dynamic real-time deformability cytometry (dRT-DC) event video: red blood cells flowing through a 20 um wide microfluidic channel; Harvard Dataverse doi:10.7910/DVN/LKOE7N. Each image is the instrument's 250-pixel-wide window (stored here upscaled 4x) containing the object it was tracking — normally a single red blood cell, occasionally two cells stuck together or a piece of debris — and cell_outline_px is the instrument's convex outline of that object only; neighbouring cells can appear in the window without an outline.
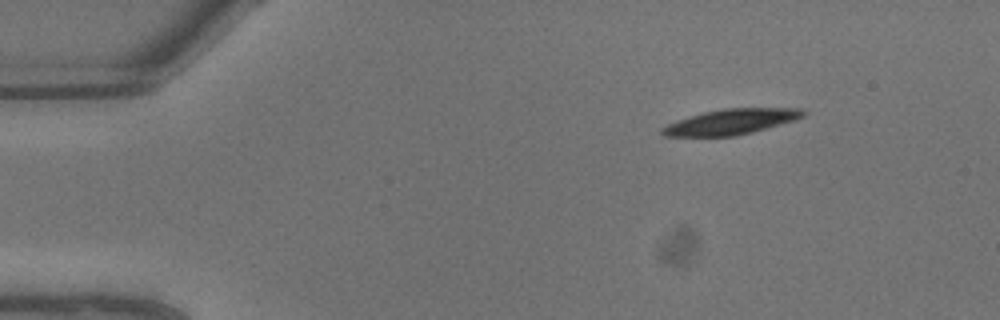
{"species": "common noctule bat (a hibernating species)", "species_latin": "Nyctalus noctula", "temperature_condition": "warm", "stored_images_in_passage": 7, "camera_frame_rate_fps": 3000, "um_per_image_px": 0.085, "animal": {"sex": "male", "body_mass_g": 13.3}, "frame": {"image": 1, "passage_image": 1, "time_ms": 0.0, "image_size_px": [1000, 320], "cell_outline_px": [[804, 116], [792, 120], [752, 132], [732, 136], [664, 136], [660, 132], [660, 128], [676, 120], [704, 112], [720, 108], [800, 108], [804, 112]], "centroid_in_image_um": [62.06, 10.34], "position_along_channel_um": 22.9, "area_um2": 20.58}}
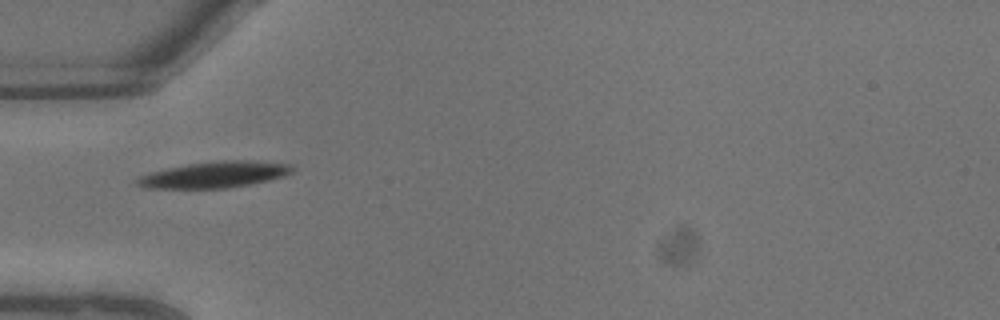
{"frame": {"image": 2, "passage_image": 5, "time_ms": 1.333, "image_size_px": [1000, 320], "cell_outline_px": [[292, 172], [284, 176], [268, 180], [228, 188], [140, 188], [136, 184], [136, 180], [140, 176], [148, 172], [188, 164], [224, 160], [248, 160], [292, 164]], "centroid_in_image_um": [18.2, 14.85], "position_along_channel_um": 66.8, "area_um2": 23.58}}
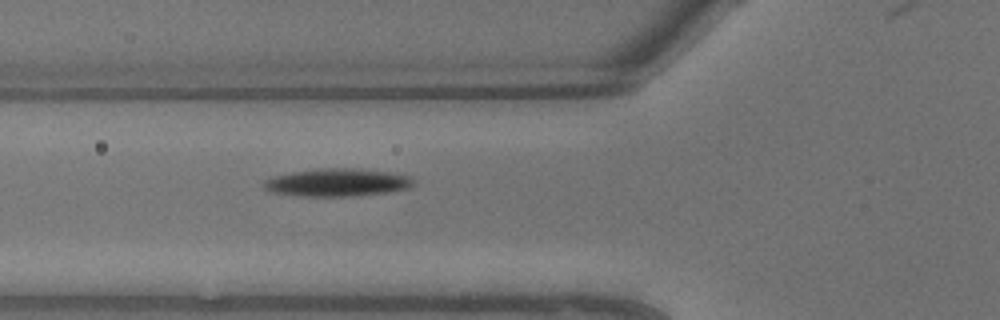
{"frame": {"image": 3, "passage_image": 6, "time_ms": 1.667, "image_size_px": [1000, 320], "cell_outline_px": [[416, 184], [412, 188], [388, 192], [360, 196], [300, 196], [272, 192], [264, 188], [264, 184], [268, 180], [276, 176], [296, 172], [320, 168], [360, 168], [392, 172], [412, 176], [416, 180]], "centroid_in_image_um": [28.84, 15.51], "position_along_channel_um": 97.0, "area_um2": 24.45}}